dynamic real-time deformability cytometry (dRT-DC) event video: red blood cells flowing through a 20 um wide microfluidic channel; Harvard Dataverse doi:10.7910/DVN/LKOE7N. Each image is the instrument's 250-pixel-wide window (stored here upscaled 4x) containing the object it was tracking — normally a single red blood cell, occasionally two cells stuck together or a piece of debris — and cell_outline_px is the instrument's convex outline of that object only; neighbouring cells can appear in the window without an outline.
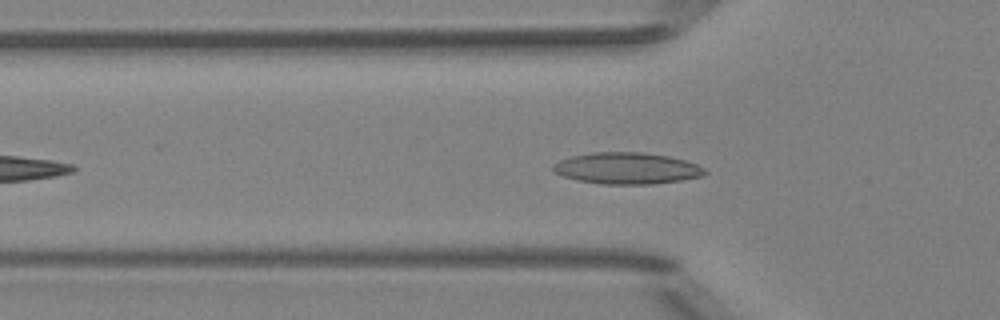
{"species": "Egyptian fruit bat (a non-hibernating species)", "species_latin": "Rousettus aegyptiacus", "temperature_condition": "room temperature", "stored_images_in_passage": 39, "camera_frame_rate_fps": 3000, "um_per_image_px": 0.085, "animal": {"sex": "female"}, "frame": {"image": 1, "passage_image": 8, "time_ms": 2.333, "image_size_px": [1000, 320], "cell_outline_px": [[708, 172], [704, 176], [680, 180], [652, 184], [600, 184], [576, 180], [552, 172], [552, 164], [560, 160], [572, 156], [592, 152], [640, 152], [668, 156], [684, 160], [696, 164], [704, 168]], "centroid_in_image_um": [53.26, 14.31], "position_along_channel_um": 72.5, "area_um2": 27.92}}
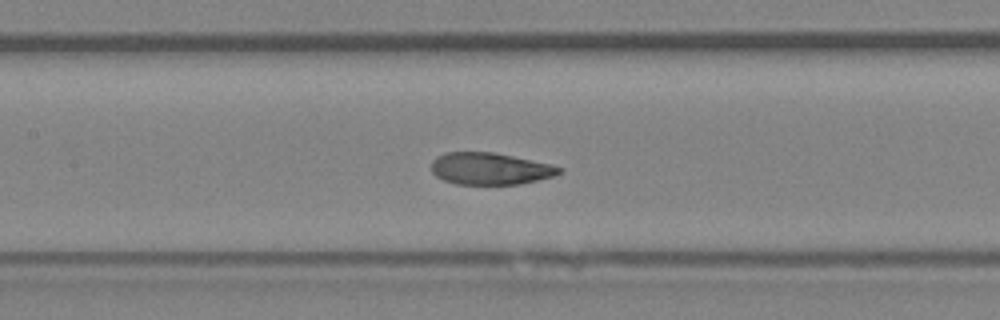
{"frame": {"image": 2, "passage_image": 15, "time_ms": 4.667, "image_size_px": [1000, 320], "cell_outline_px": [[564, 172], [552, 176], [520, 184], [456, 184], [444, 180], [436, 176], [432, 172], [432, 160], [436, 156], [444, 152], [492, 152], [512, 156], [548, 164], [564, 168]], "centroid_in_image_um": [41.62, 14.33], "position_along_channel_um": 165.8, "area_um2": 23.64}}
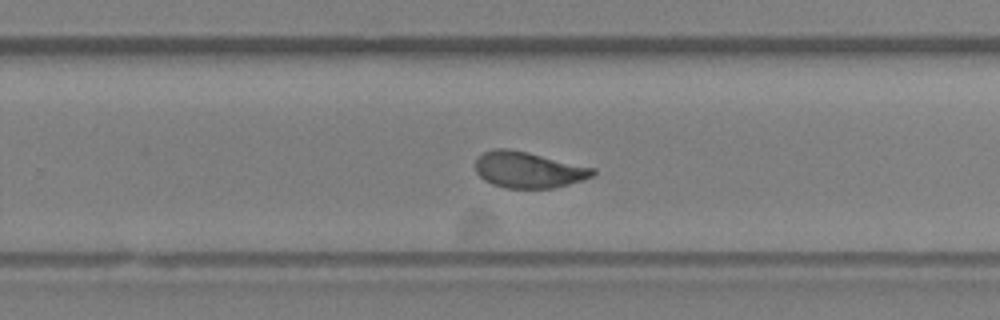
{"frame": {"image": 3, "passage_image": 24, "time_ms": 7.667, "image_size_px": [1000, 320], "cell_outline_px": [[596, 172], [592, 176], [556, 188], [504, 188], [492, 184], [484, 180], [476, 172], [476, 160], [484, 152], [496, 148], [508, 148], [528, 152], [596, 168]], "centroid_in_image_um": [44.91, 14.43], "position_along_channel_um": 284.9, "area_um2": 24.68}, "authors_computed_cell_mechanics": {"area_um2": 24.6228, "velocity_mm_per_s": 3.9905, "shape_relaxation_time_tau1_ms": 6.4159, "shape_relaxation_time_tau2_ms": 1.0939, "deformation_change_tau1": 0.1746, "deformation_change_tau2": 0.0695}}